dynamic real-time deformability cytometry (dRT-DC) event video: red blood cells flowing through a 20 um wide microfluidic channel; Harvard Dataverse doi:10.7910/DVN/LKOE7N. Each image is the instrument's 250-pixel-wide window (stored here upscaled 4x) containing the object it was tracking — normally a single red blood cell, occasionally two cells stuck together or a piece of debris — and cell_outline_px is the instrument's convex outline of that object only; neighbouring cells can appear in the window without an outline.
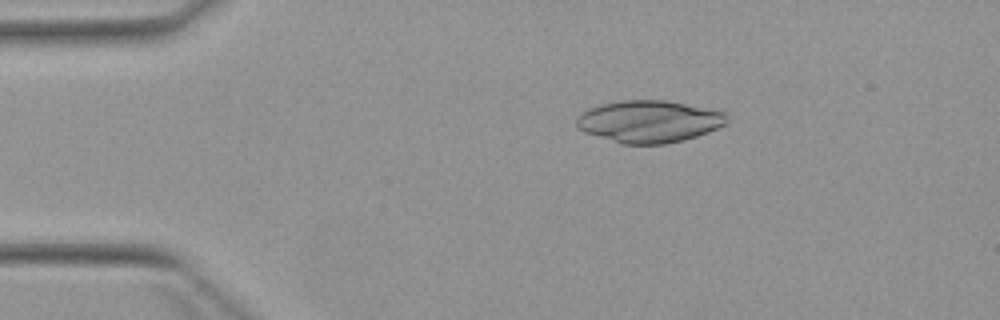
{"species": "Egyptian fruit bat (a non-hibernating species)", "species_latin": "Rousettus aegyptiacus", "temperature_condition": "warm", "stored_images_in_passage": 4, "camera_frame_rate_fps": 3000, "um_per_image_px": 0.085, "animal": {"sex": "female"}, "frame": {"image": 1, "passage_image": 2, "time_ms": 2.0, "image_size_px": [1000, 320], "cell_outline_px": [[728, 120], [724, 124], [708, 132], [684, 140], [664, 144], [624, 144], [584, 132], [576, 124], [576, 116], [588, 108], [600, 104], [620, 100], [664, 100], [724, 112]], "centroid_in_image_um": [55.12, 10.32], "position_along_channel_um": 29.9, "area_um2": 36.59}}